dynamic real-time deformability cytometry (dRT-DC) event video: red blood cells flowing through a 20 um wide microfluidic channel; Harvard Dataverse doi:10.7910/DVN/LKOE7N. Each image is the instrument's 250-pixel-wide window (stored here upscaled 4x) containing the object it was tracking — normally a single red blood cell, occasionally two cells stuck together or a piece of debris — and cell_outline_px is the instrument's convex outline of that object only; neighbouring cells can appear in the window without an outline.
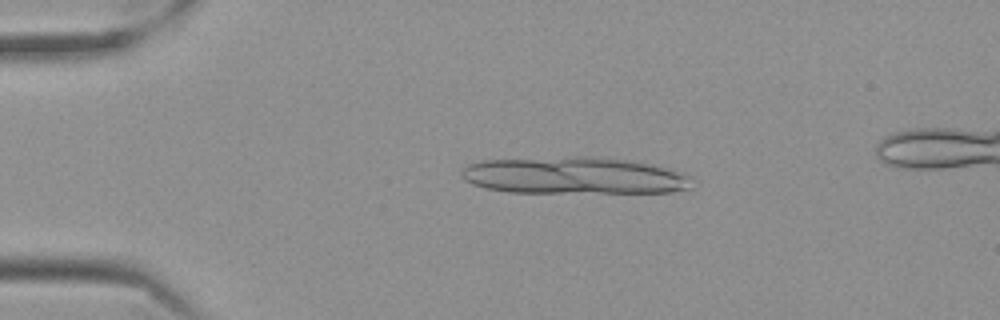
{"species": "Egyptian fruit bat (a non-hibernating species)", "species_latin": "Rousettus aegyptiacus", "temperature_condition": "cold", "stored_images_in_passage": 17, "camera_frame_rate_fps": 3000, "um_per_image_px": 0.085, "frame": {"image": 1, "passage_image": 12, "time_ms": 3.667, "image_size_px": [1000, 320], "cell_outline_px": [[692, 188], [672, 192], [508, 192], [484, 188], [472, 184], [464, 180], [460, 172], [460, 168], [468, 164], [480, 160], [572, 156], [592, 156], [624, 160], [652, 164], [684, 172], [692, 176]], "centroid_in_image_um": [48.79, 14.92], "position_along_channel_um": 36.2, "area_um2": 50.23}}